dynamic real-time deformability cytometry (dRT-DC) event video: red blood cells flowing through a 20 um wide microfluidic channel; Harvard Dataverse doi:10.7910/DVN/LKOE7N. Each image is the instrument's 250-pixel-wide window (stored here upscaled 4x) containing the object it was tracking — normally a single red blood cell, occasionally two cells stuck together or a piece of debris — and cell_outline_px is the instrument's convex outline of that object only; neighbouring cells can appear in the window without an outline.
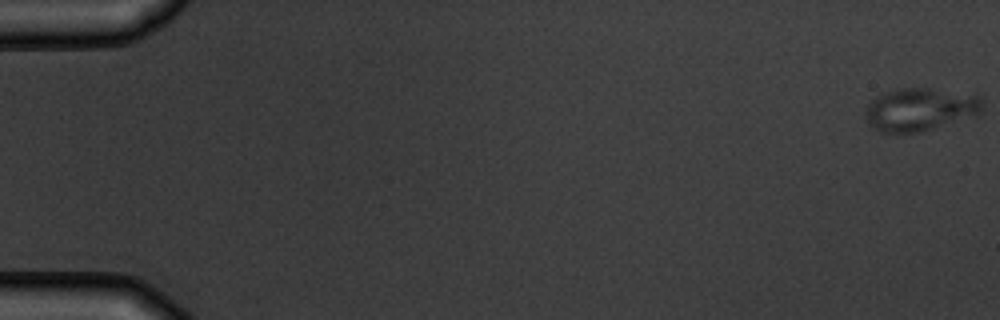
{"species": "common noctule bat (a hibernating species)", "species_latin": "Nyctalus noctula", "temperature_condition": "warm", "stored_images_in_passage": 9, "camera_frame_rate_fps": 3000, "um_per_image_px": 0.085, "animal": {"sex": "male", "body_mass_g": 19.5, "forearm_length_mm": 54.6}, "frame": {"image": 1, "passage_image": 1, "time_ms": 0.0, "image_size_px": [1000, 320], "cell_outline_px": [[984, 108], [976, 116], [920, 132], [880, 132], [872, 128], [864, 116], [868, 104], [876, 96], [884, 92], [896, 88], [928, 88], [976, 92], [984, 100]], "centroid_in_image_um": [78.28, 9.27], "position_along_channel_um": 6.7, "area_um2": 30.06}}
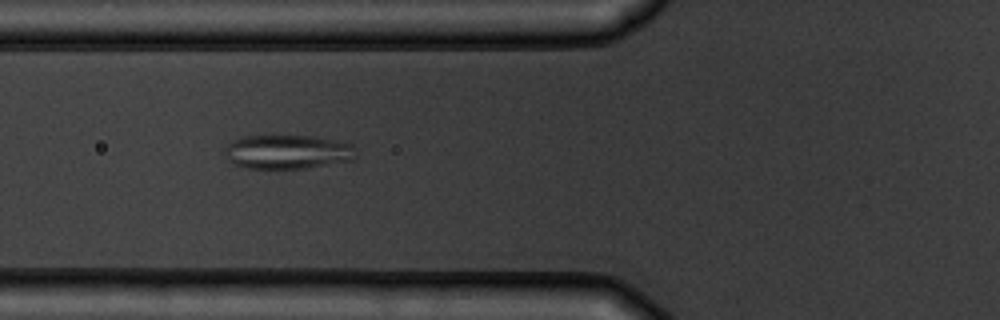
{"frame": {"image": 2, "passage_image": 7, "time_ms": 7.0, "image_size_px": [1000, 320], "cell_outline_px": [[356, 156], [352, 160], [308, 168], [248, 168], [236, 164], [228, 160], [224, 156], [224, 148], [232, 140], [244, 136], [312, 136], [352, 144], [356, 148]], "centroid_in_image_um": [24.43, 12.91], "position_along_channel_um": 101.4, "area_um2": 26.07}}
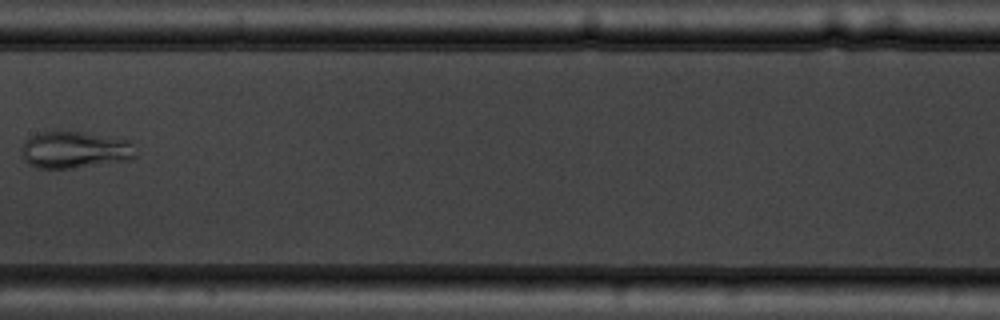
{"frame": {"image": 3, "passage_image": 9, "time_ms": 9.667, "image_size_px": [1000, 320], "cell_outline_px": [[136, 156], [128, 160], [72, 168], [40, 168], [28, 164], [24, 160], [20, 148], [24, 140], [40, 132], [60, 128], [128, 140]], "centroid_in_image_um": [6.26, 12.7], "position_along_channel_um": 201.1, "area_um2": 24.8}}